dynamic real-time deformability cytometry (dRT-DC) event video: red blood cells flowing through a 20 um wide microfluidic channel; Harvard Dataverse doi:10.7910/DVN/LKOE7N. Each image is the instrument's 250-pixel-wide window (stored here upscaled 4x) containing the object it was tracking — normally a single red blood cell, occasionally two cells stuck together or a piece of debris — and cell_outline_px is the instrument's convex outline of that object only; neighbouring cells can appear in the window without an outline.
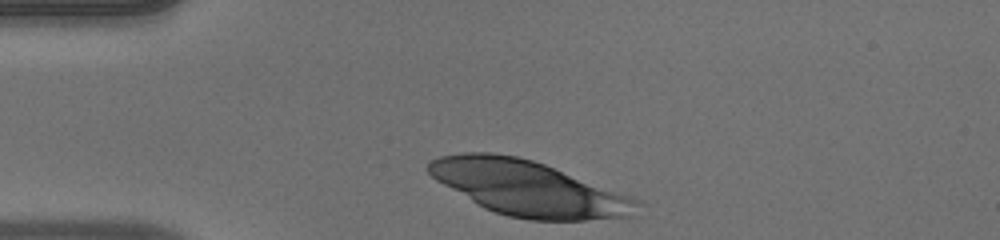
{"species": "human", "species_latin": "Homo sapiens", "temperature_condition": "warm", "stored_images_in_passage": 32, "camera_frame_rate_fps": 3000, "um_per_image_px": 0.085, "donor": {"sex": "male"}, "frame": {"image": 1, "passage_image": 1, "time_ms": 0.0, "image_size_px": [1000, 240], "cell_outline_px": [[644, 204], [628, 216], [584, 220], [532, 220], [508, 216], [484, 208], [436, 180], [424, 168], [428, 160], [440, 156], [464, 152], [488, 152], [516, 156], [532, 160], [544, 164], [628, 196]], "centroid_in_image_um": [44.82, 15.99], "position_along_channel_um": 40.2, "area_um2": 65.83}}